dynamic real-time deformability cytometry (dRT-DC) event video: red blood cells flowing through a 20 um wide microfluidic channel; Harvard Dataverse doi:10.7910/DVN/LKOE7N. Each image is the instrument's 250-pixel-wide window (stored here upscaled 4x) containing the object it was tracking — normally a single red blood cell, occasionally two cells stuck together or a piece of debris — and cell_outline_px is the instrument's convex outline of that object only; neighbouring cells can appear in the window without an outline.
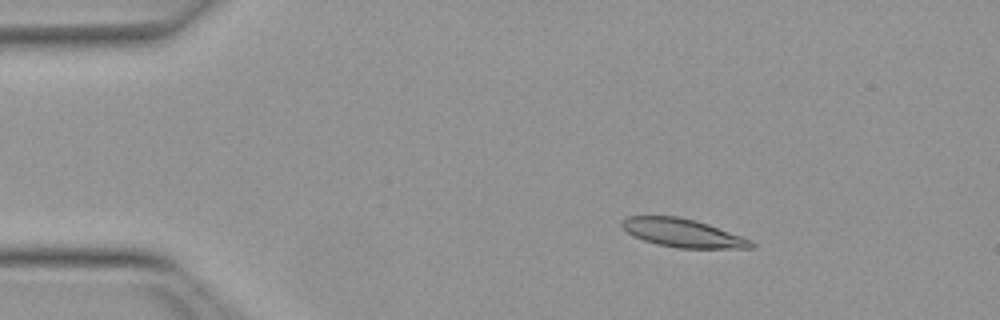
{"species": "Egyptian fruit bat (a non-hibernating species)", "species_latin": "Rousettus aegyptiacus", "temperature_condition": "warm", "stored_images_in_passage": 52, "camera_frame_rate_fps": 3000, "um_per_image_px": 0.085, "animal": {"sex": "female"}, "frame": {"image": 1, "passage_image": 9, "time_ms": 2.667, "image_size_px": [1000, 320], "cell_outline_px": [[756, 248], [676, 248], [656, 244], [632, 236], [620, 224], [628, 216], [680, 216], [696, 220], [708, 224], [752, 240], [756, 244]], "centroid_in_image_um": [58.06, 19.81], "position_along_channel_um": 26.9, "area_um2": 21.39}}
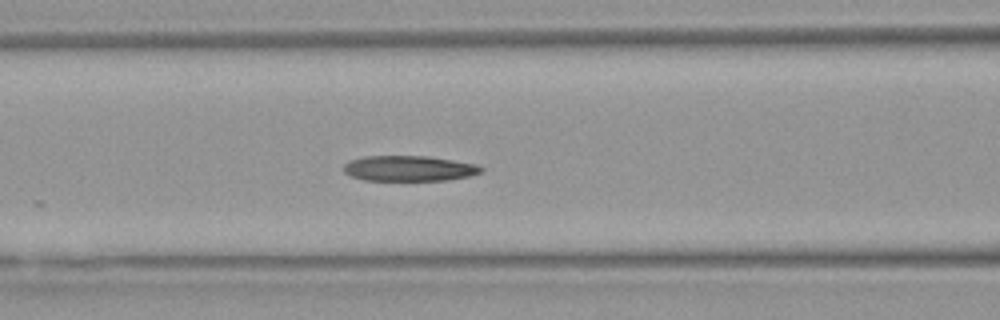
{"frame": {"image": 2, "passage_image": 22, "time_ms": 7.0, "image_size_px": [1000, 320], "cell_outline_px": [[484, 168], [480, 172], [468, 176], [448, 180], [364, 180], [352, 176], [344, 172], [344, 164], [348, 160], [364, 156], [428, 156], [476, 164]], "centroid_in_image_um": [34.74, 14.31], "position_along_channel_um": 131.9, "area_um2": 20.29}}
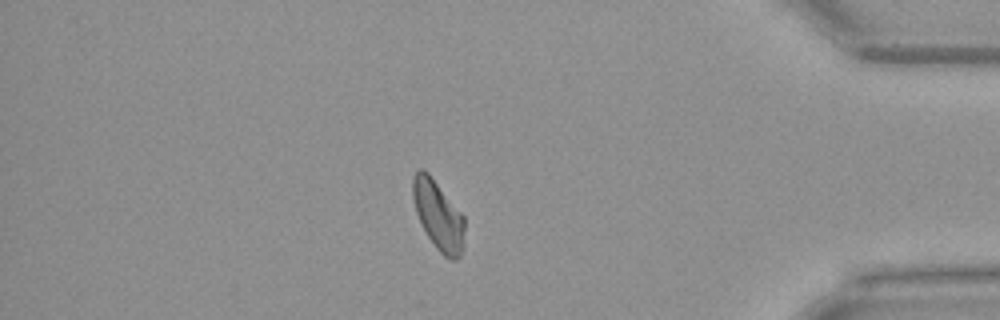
{"frame": {"image": 3, "passage_image": 45, "time_ms": 14.667, "image_size_px": [1000, 320], "cell_outline_px": [[464, 248], [460, 256], [456, 260], [452, 260], [444, 256], [436, 248], [428, 236], [416, 212], [412, 200], [412, 176], [420, 168], [424, 168], [428, 172], [464, 216]], "centroid_in_image_um": [37.25, 18.29], "position_along_channel_um": 397.9, "area_um2": 20.92}, "authors_computed_cell_mechanics": {"area_um2": 21.0392, "velocity_mm_per_s": 3.943, "shape_relaxation_time_tau1_ms": null, "shape_relaxation_time_tau2_ms": 2.9718, "deformation_change_tau1": null, "deformation_change_tau2": 0.1003}}